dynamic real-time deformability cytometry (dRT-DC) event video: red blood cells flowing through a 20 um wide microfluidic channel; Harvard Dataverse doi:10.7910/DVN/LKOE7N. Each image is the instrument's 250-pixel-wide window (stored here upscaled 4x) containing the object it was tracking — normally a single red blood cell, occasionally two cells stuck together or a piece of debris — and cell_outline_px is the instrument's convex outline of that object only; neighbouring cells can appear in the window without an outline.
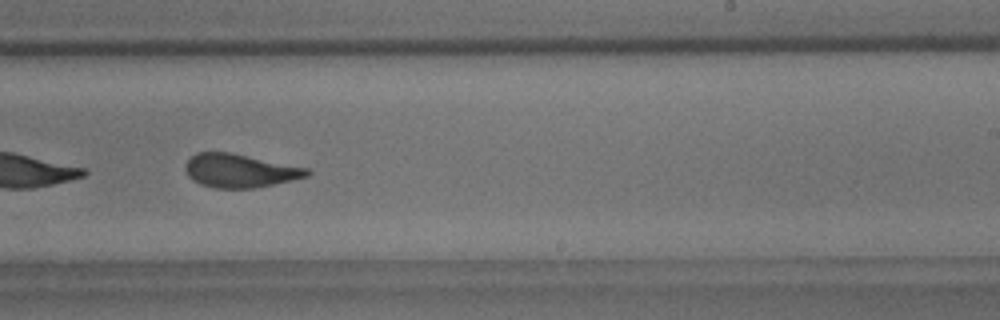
{"species": "common noctule bat (a hibernating species)", "species_latin": "Nyctalus noctula", "temperature_condition": "room temperature", "stored_images_in_passage": 41, "camera_frame_rate_fps": 3000, "um_per_image_px": 0.085, "animal": {"sex": "male", "body_mass_g": 18.8}, "frame": {"image": 1, "passage_image": 24, "time_ms": 7.667, "image_size_px": [1000, 320], "cell_outline_px": [[312, 172], [308, 176], [292, 180], [252, 188], [212, 188], [200, 184], [192, 180], [188, 176], [184, 168], [188, 160], [196, 152], [232, 152], [308, 168]], "centroid_in_image_um": [20.37, 14.5], "position_along_channel_um": 268.6, "area_um2": 23.81}, "authors_computed_cell_mechanics": {"area_um2": 24.6228, "velocity_mm_per_s": 3.6719, "shape_relaxation_time_tau1_ms": 3.7308, "shape_relaxation_time_tau2_ms": 1.3124, "deformation_change_tau1": 0.1534, "deformation_change_tau2": 0.0858}}